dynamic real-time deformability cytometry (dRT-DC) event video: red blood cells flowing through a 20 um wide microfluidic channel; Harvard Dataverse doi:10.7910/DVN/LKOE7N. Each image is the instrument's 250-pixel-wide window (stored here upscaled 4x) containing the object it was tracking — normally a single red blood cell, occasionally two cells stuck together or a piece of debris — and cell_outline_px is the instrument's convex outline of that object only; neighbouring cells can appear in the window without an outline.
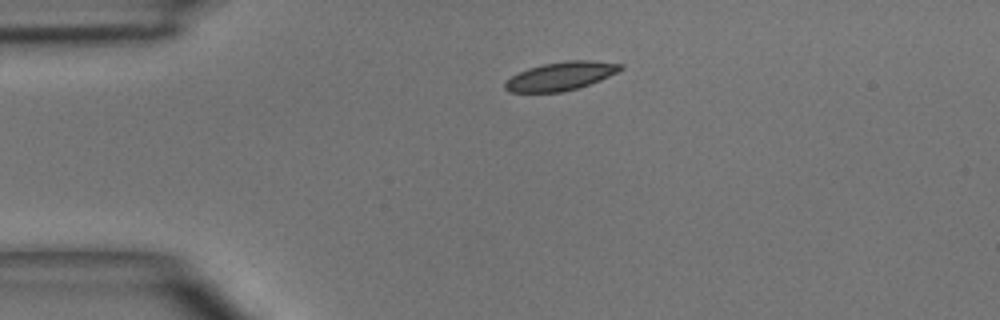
{"species": "common noctule bat (a hibernating species)", "species_latin": "Nyctalus noctula", "temperature_condition": "room temperature", "stored_images_in_passage": 2, "camera_frame_rate_fps": 3000, "um_per_image_px": 0.085, "animal": {"sex": "male", "body_mass_g": 15.6}, "frame": {"image": 1, "passage_image": 1, "time_ms": 0.0, "image_size_px": [1000, 320], "cell_outline_px": [[624, 68], [600, 80], [564, 92], [508, 92], [504, 88], [504, 84], [512, 76], [528, 68], [544, 64], [564, 60], [592, 60], [624, 64]], "centroid_in_image_um": [47.67, 6.46], "position_along_channel_um": 37.3, "area_um2": 19.02}}